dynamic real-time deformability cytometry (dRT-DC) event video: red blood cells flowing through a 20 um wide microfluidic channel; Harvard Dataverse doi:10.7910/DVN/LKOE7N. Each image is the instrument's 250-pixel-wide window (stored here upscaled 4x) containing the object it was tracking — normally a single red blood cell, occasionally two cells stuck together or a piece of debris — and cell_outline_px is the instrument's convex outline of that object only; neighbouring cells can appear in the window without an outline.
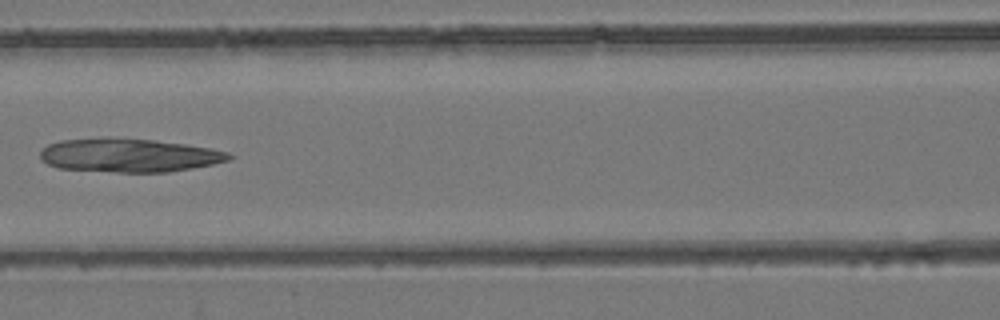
{"species": "common noctule bat (a hibernating species)", "species_latin": "Nyctalus noctula", "temperature_condition": "room temperature", "stored_images_in_passage": 4, "camera_frame_rate_fps": 3000, "um_per_image_px": 0.085, "animal": {"sex": "female", "body_mass_g": 24.6, "forearm_length_mm": 56.2}, "frame": {"image": 1, "passage_image": 3, "time_ms": 0.667, "image_size_px": [1000, 320], "cell_outline_px": [[232, 156], [228, 160], [212, 164], [192, 168], [168, 172], [116, 172], [60, 168], [48, 164], [40, 160], [40, 152], [48, 144], [60, 140], [104, 136], [152, 140], [184, 144], [212, 148], [228, 152]], "centroid_in_image_um": [10.92, 13.18], "position_along_channel_um": 155.7, "area_um2": 37.17}}
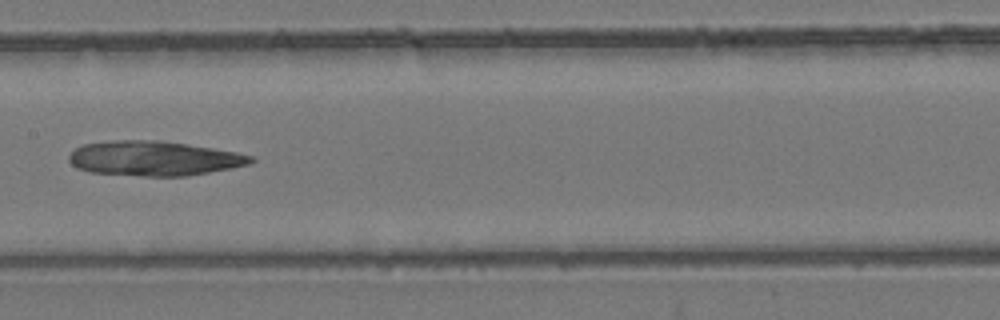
{"frame": {"image": 2, "passage_image": 4, "time_ms": 1.0, "image_size_px": [1000, 320], "cell_outline_px": [[256, 160], [248, 164], [232, 168], [188, 176], [144, 176], [88, 172], [76, 168], [68, 160], [68, 156], [76, 148], [84, 144], [112, 140], [160, 140], [188, 144], [236, 152], [252, 156]], "centroid_in_image_um": [13.07, 13.46], "position_along_channel_um": 194.3, "area_um2": 36.88}}